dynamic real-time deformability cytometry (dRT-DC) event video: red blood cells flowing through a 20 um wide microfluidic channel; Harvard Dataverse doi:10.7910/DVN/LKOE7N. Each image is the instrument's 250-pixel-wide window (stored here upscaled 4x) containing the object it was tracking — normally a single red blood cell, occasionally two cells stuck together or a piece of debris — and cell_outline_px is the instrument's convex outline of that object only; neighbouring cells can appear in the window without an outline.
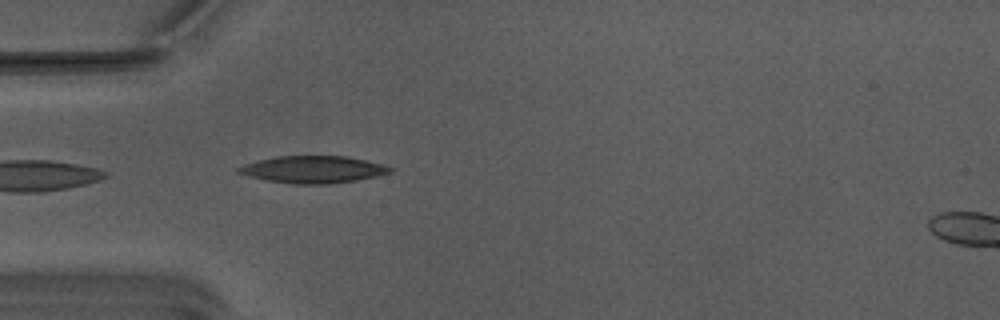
{"species": "Egyptian fruit bat (a non-hibernating species)", "species_latin": "Rousettus aegyptiacus", "temperature_condition": "warm", "stored_images_in_passage": 22, "camera_frame_rate_fps": 3000, "um_per_image_px": 0.085, "animal": {"sex": "male"}, "frame": {"image": 1, "passage_image": 1, "time_ms": 0.0, "image_size_px": [1000, 320], "cell_outline_px": [[396, 168], [392, 172], [376, 176], [356, 180], [328, 184], [292, 184], [268, 180], [248, 176], [236, 172], [236, 168], [244, 164], [260, 160], [280, 156], [348, 156], [384, 164]], "centroid_in_image_um": [26.66, 14.4], "position_along_channel_um": 58.3, "area_um2": 23.99}}
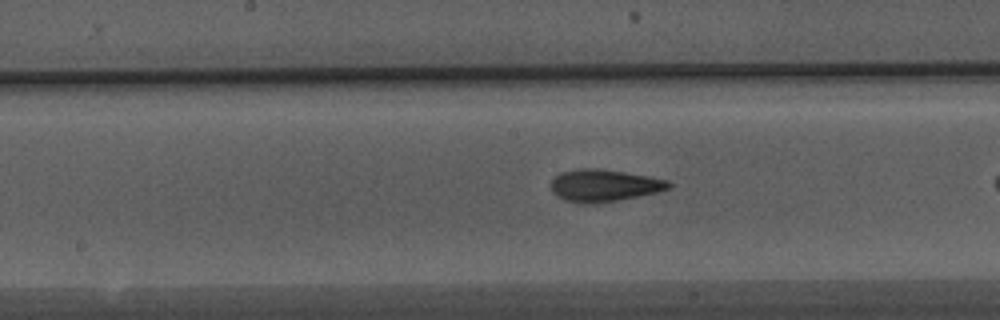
{"frame": {"image": 2, "passage_image": 7, "time_ms": 2.0, "image_size_px": [1000, 320], "cell_outline_px": [[672, 188], [660, 192], [620, 200], [592, 204], [580, 204], [564, 200], [556, 196], [552, 192], [552, 180], [560, 172], [576, 168], [596, 168], [624, 172], [648, 176], [668, 180], [672, 184]], "centroid_in_image_um": [51.36, 15.78], "position_along_channel_um": 196.8, "area_um2": 22.43}}